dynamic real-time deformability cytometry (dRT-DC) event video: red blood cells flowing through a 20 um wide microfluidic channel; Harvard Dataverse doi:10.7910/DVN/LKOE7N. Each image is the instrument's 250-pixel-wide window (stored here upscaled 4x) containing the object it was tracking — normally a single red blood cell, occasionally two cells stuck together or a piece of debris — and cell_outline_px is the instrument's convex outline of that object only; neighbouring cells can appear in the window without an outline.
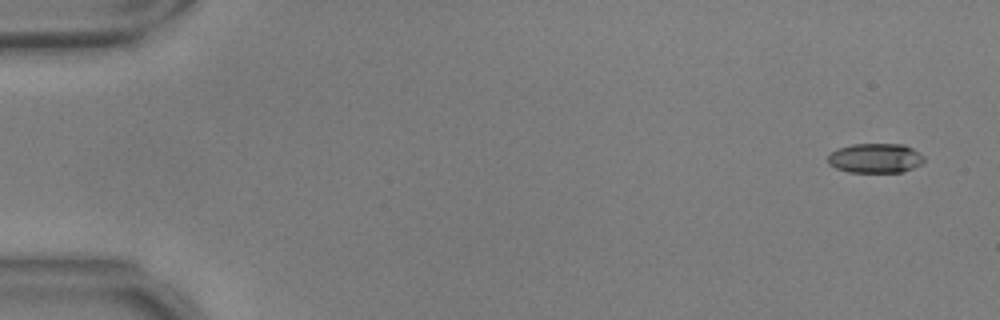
{"species": "common noctule bat (a hibernating species)", "species_latin": "Nyctalus noctula", "temperature_condition": "warm", "stored_images_in_passage": 54, "camera_frame_rate_fps": 3000, "um_per_image_px": 0.085, "animal": {"sex": "male", "body_mass_g": 17.9, "forearm_length_mm": 54.2}, "frame": {"image": 1, "passage_image": 1, "time_ms": 0.0, "image_size_px": [1000, 320], "cell_outline_px": [[924, 160], [920, 164], [912, 168], [900, 172], [848, 172], [836, 168], [828, 164], [828, 156], [836, 148], [852, 144], [904, 144], [912, 148], [924, 156]], "centroid_in_image_um": [74.38, 13.44], "position_along_channel_um": 10.6, "area_um2": 16.59}}
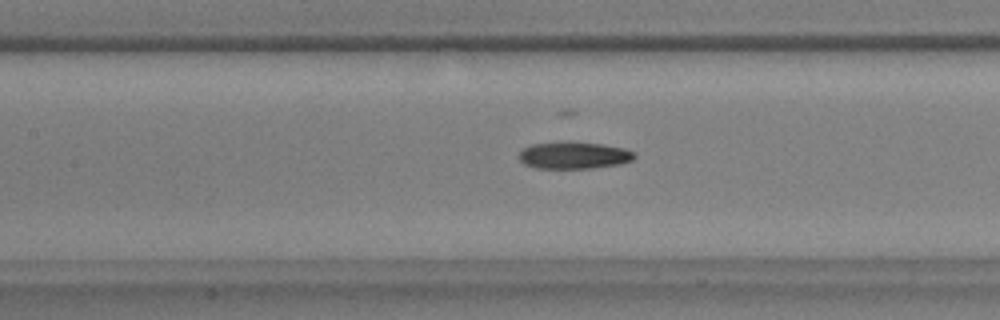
{"frame": {"image": 2, "passage_image": 24, "time_ms": 7.667, "image_size_px": [1000, 320], "cell_outline_px": [[636, 156], [632, 160], [620, 164], [592, 168], [536, 168], [524, 164], [520, 160], [520, 152], [524, 148], [532, 144], [564, 140], [604, 144], [624, 148], [636, 152]], "centroid_in_image_um": [48.8, 13.18], "position_along_channel_um": 158.6, "area_um2": 18.5}}
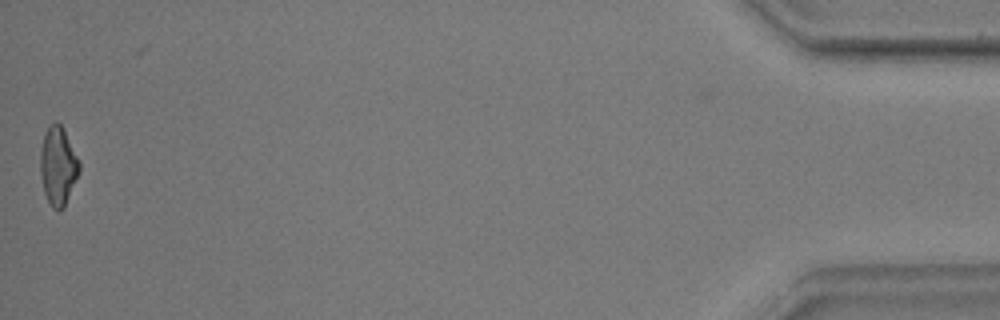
{"frame": {"image": 3, "passage_image": 53, "time_ms": 17.333, "image_size_px": [1000, 320], "cell_outline_px": [[80, 172], [64, 208], [60, 212], [52, 208], [44, 192], [40, 172], [40, 148], [44, 132], [56, 120], [64, 128], [80, 160]], "centroid_in_image_um": [4.95, 14.1], "position_along_channel_um": 430.3, "area_um2": 18.21}, "authors_computed_cell_mechanics": {"area_um2": 17.918, "velocity_mm_per_s": 3.7361, "shape_relaxation_time_tau1_ms": null, "shape_relaxation_time_tau2_ms": 5.6258, "deformation_change_tau1": null, "deformation_change_tau2": 0.1498}}